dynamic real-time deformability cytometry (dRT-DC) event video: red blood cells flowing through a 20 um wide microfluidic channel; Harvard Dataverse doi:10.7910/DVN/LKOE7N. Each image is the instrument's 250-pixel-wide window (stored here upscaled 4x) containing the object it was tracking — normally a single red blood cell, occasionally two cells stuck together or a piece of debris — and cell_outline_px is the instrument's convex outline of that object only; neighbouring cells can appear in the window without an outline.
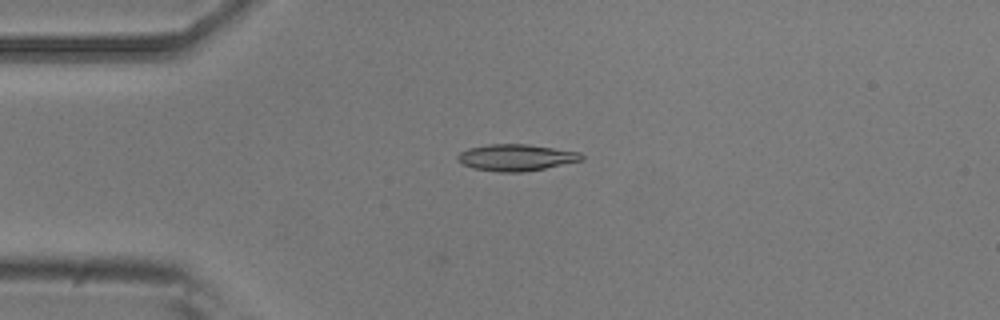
{"species": "common noctule bat (a hibernating species)", "species_latin": "Nyctalus noctula", "temperature_condition": "room temperature", "stored_images_in_passage": 6, "camera_frame_rate_fps": 3000, "um_per_image_px": 0.085, "animal": {"sex": "male", "body_mass_g": 20.5, "forearm_length_mm": 52.5}, "frame": {"image": 1, "passage_image": 4, "time_ms": 3.667, "image_size_px": [1000, 320], "cell_outline_px": [[584, 160], [524, 172], [496, 172], [472, 168], [460, 164], [456, 160], [456, 156], [460, 152], [468, 148], [488, 144], [528, 144], [580, 152], [584, 156]], "centroid_in_image_um": [43.83, 13.39], "position_along_channel_um": 41.2, "area_um2": 19.42}}
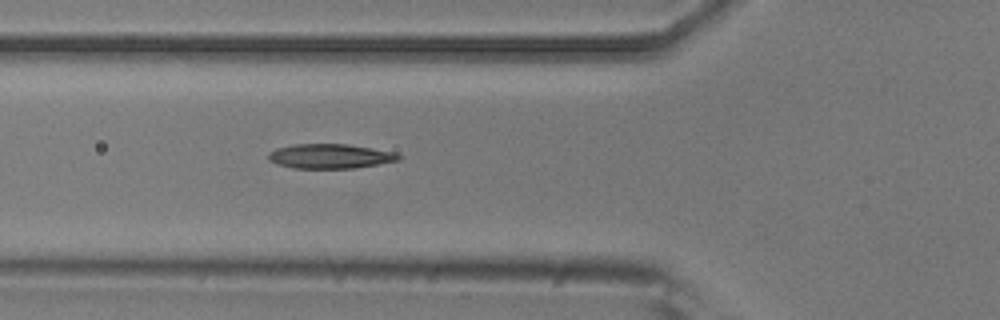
{"frame": {"image": 2, "passage_image": 6, "time_ms": 5.667, "image_size_px": [1000, 320], "cell_outline_px": [[400, 160], [356, 168], [292, 168], [276, 164], [268, 160], [268, 152], [276, 148], [292, 144], [348, 144], [396, 152], [400, 156]], "centroid_in_image_um": [28.03, 13.27], "position_along_channel_um": 97.8, "area_um2": 18.79}}